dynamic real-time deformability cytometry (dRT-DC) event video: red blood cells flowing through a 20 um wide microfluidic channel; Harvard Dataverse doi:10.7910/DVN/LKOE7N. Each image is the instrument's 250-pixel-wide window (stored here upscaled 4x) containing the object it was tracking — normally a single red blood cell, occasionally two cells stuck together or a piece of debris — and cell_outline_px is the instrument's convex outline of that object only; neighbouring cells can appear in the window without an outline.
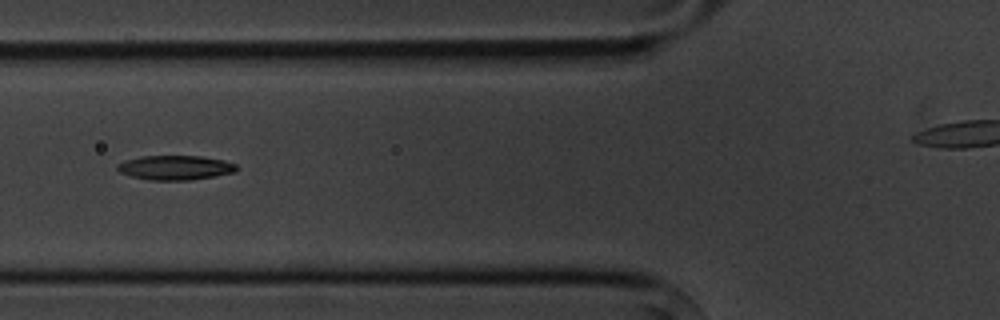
{"species": "common noctule bat (a hibernating species)", "species_latin": "Nyctalus noctula", "temperature_condition": "cold", "stored_images_in_passage": 11, "segment_of_instrument_passage": [1, 2], "camera_frame_rate_fps": 3000, "um_per_image_px": 0.085, "animal": {"sex": "male", "body_mass_g": 20.1, "forearm_length_mm": 53.5}, "frame": {"image": 1, "passage_image": 3, "time_ms": 2.667, "image_size_px": [1000, 320], "cell_outline_px": [[240, 168], [236, 172], [188, 180], [148, 180], [132, 176], [120, 172], [116, 168], [116, 164], [124, 160], [140, 156], [200, 156], [224, 160], [236, 164]], "centroid_in_image_um": [14.89, 14.24], "position_along_channel_um": 110.9, "area_um2": 17.05}}
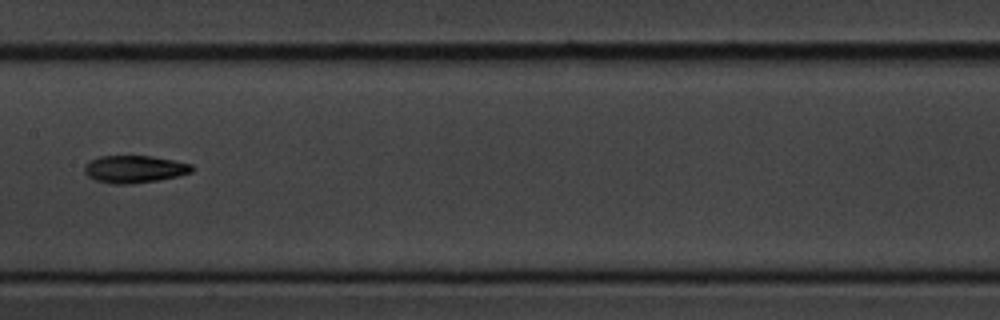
{"frame": {"image": 2, "passage_image": 5, "time_ms": 5.0, "image_size_px": [1000, 320], "cell_outline_px": [[192, 172], [176, 176], [156, 180], [128, 184], [112, 184], [96, 180], [88, 176], [84, 172], [84, 168], [88, 160], [100, 156], [152, 156], [192, 164]], "centroid_in_image_um": [11.38, 14.37], "position_along_channel_um": 196.0, "area_um2": 16.99}}
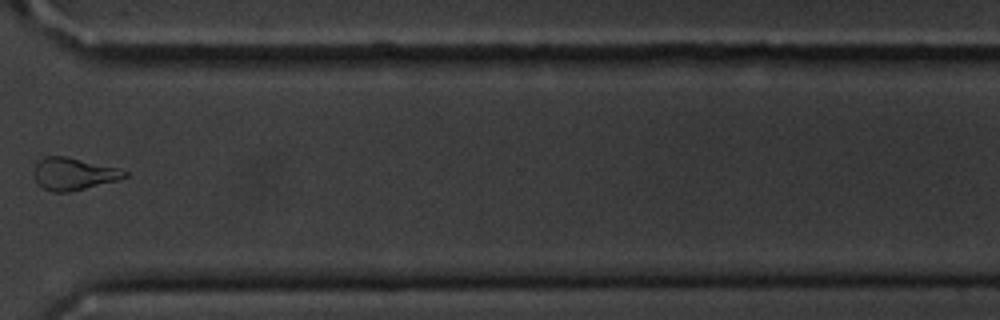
{"frame": {"image": 3, "passage_image": 9, "time_ms": 9.667, "image_size_px": [1000, 320], "cell_outline_px": [[128, 176], [116, 180], [68, 192], [52, 192], [44, 188], [36, 180], [32, 172], [36, 164], [44, 156], [64, 156], [116, 168], [128, 172]], "centroid_in_image_um": [6.2, 14.78], "position_along_channel_um": 364.4, "area_um2": 16.59}}